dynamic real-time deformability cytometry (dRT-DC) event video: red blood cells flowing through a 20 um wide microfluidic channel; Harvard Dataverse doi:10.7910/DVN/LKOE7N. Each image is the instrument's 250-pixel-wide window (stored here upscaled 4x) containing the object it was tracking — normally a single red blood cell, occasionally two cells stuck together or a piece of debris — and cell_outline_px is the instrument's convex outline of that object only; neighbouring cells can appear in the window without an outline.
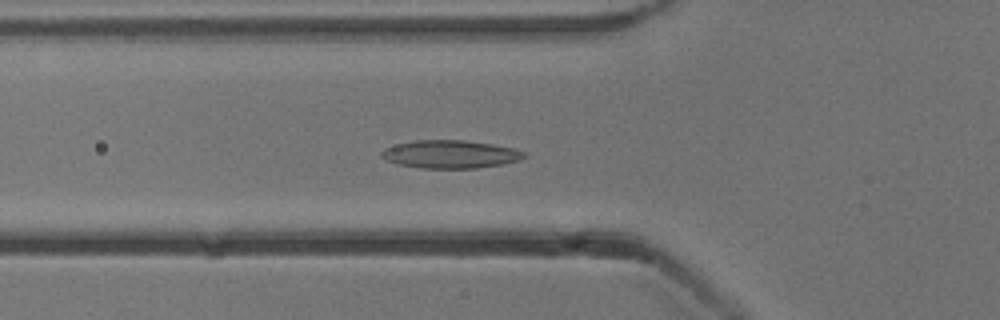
{"species": "common noctule bat (a hibernating species)", "species_latin": "Nyctalus noctula", "temperature_condition": "cold", "stored_images_in_passage": 54, "camera_frame_rate_fps": 3000, "um_per_image_px": 0.085, "animal": {"sex": "male", "body_mass_g": 13.3}, "frame": {"image": 1, "passage_image": 19, "time_ms": 6.0, "image_size_px": [1000, 320], "cell_outline_px": [[528, 156], [520, 160], [500, 164], [476, 168], [420, 168], [400, 164], [384, 160], [380, 156], [380, 152], [384, 148], [396, 144], [416, 140], [464, 140], [492, 144], [512, 148], [524, 152]], "centroid_in_image_um": [38.24, 13.11], "position_along_channel_um": 87.6, "area_um2": 23.24}}
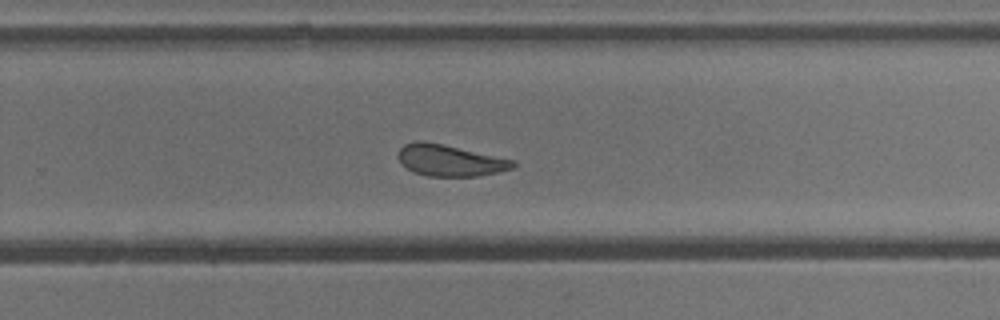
{"frame": {"image": 2, "passage_image": 35, "time_ms": 11.333, "image_size_px": [1000, 320], "cell_outline_px": [[516, 164], [512, 168], [500, 172], [480, 176], [428, 176], [412, 172], [400, 164], [396, 156], [400, 148], [404, 144], [416, 140], [420, 140], [440, 144], [516, 160]], "centroid_in_image_um": [38.2, 13.64], "position_along_channel_um": 291.6, "area_um2": 21.15}}
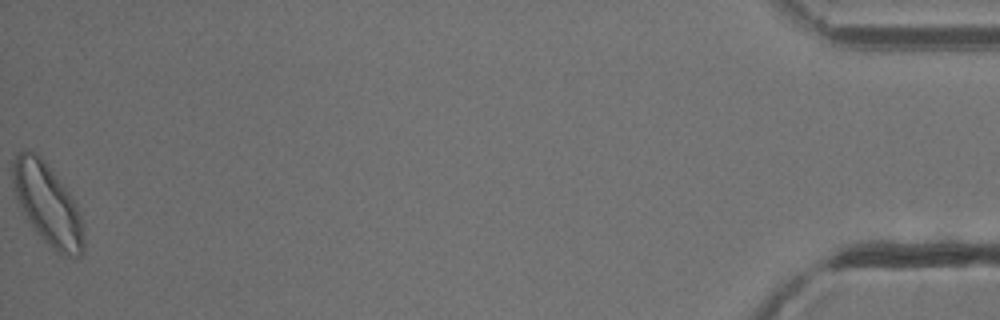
{"frame": {"image": 3, "passage_image": 54, "time_ms": 17.667, "image_size_px": [1000, 320], "cell_outline_px": [[84, 252], [80, 256], [72, 260], [60, 256], [32, 228], [16, 196], [12, 180], [12, 164], [16, 156], [24, 148], [28, 148], [36, 152], [48, 164], [68, 192], [76, 204], [80, 216], [84, 240]], "centroid_in_image_um": [4.05, 17.39], "position_along_channel_um": 431.1, "area_um2": 33.64}, "authors_computed_cell_mechanics": {"area_um2": 22.8888, "velocity_mm_per_s": 3.813, "shape_relaxation_time_tau1_ms": 7.0225, "shape_relaxation_time_tau2_ms": 2.0037, "deformation_change_tau1": 0.1704, "deformation_change_tau2": 0.0983}}